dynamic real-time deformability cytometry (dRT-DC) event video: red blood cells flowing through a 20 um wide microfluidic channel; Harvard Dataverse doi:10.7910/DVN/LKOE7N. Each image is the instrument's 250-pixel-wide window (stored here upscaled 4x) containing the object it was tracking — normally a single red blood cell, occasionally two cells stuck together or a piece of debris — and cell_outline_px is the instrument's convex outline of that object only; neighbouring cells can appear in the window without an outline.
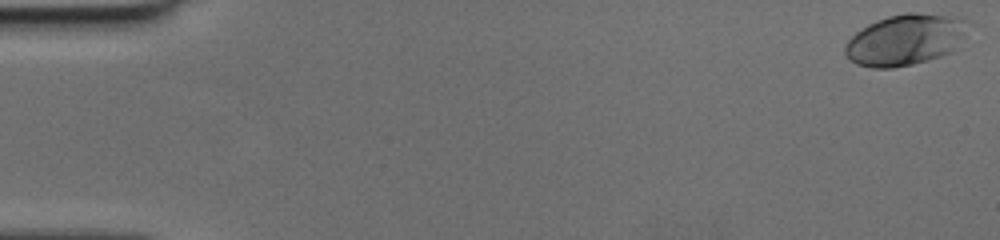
{"species": "human", "species_latin": "Homo sapiens", "temperature_condition": "cold", "stored_images_in_passage": 21, "camera_frame_rate_fps": 3000, "um_per_image_px": 0.085, "donor": {"sex": "female"}, "frame": {"image": 1, "passage_image": 1, "time_ms": 0.0, "image_size_px": [1000, 240], "cell_outline_px": [[972, 24], [948, 52], [940, 56], [912, 64], [892, 68], [872, 68], [856, 64], [844, 52], [844, 44], [856, 32], [868, 24], [876, 20], [888, 16], [908, 12], [916, 12], [956, 16], [968, 20]], "centroid_in_image_um": [76.92, 3.35], "position_along_channel_um": 8.1, "area_um2": 36.36}}
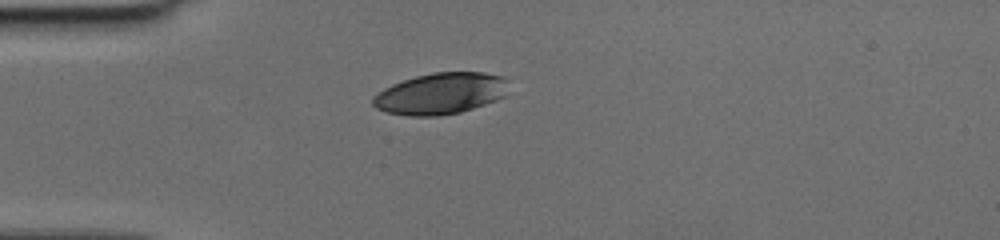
{"frame": {"image": 2, "passage_image": 15, "time_ms": 4.667, "image_size_px": [1000, 240], "cell_outline_px": [[508, 96], [460, 112], [436, 116], [408, 116], [388, 112], [376, 108], [372, 104], [372, 96], [384, 88], [392, 84], [416, 76], [432, 72], [484, 72], [504, 76]], "centroid_in_image_um": [37.44, 7.95], "position_along_channel_um": 47.6, "area_um2": 32.77}}
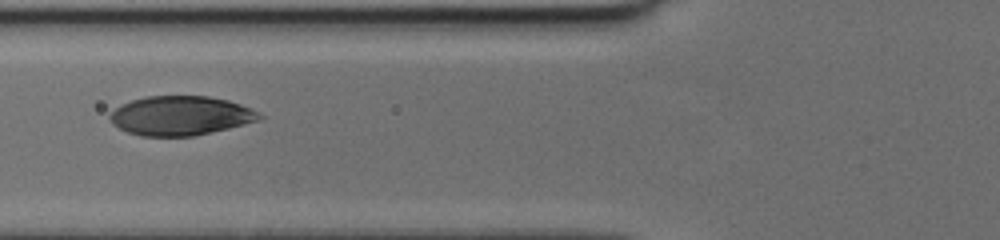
{"frame": {"image": 3, "passage_image": 21, "time_ms": 6.667, "image_size_px": [1000, 240], "cell_outline_px": [[264, 116], [260, 120], [228, 128], [192, 136], [144, 136], [128, 132], [120, 128], [108, 116], [120, 104], [132, 100], [148, 96], [208, 96], [228, 100], [252, 108]], "centroid_in_image_um": [15.38, 9.82], "position_along_channel_um": 110.4, "area_um2": 33.93}}